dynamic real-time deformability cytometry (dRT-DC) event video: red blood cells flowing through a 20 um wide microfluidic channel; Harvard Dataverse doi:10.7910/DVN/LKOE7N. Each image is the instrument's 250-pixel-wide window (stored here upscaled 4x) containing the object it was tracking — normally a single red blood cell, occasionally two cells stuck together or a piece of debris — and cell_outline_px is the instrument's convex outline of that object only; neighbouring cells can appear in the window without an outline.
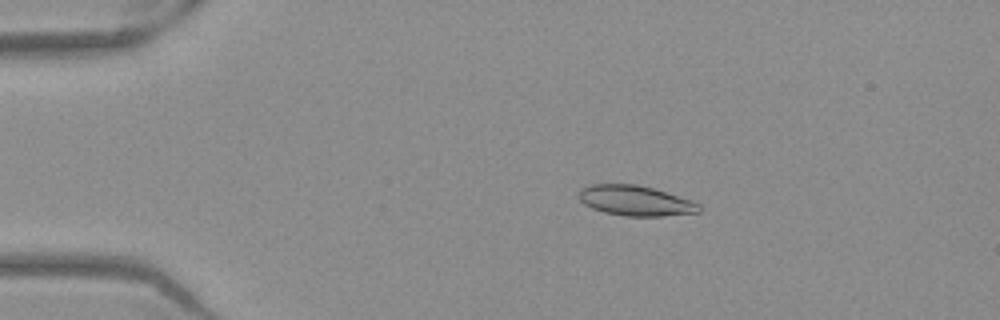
{"species": "Egyptian fruit bat (a non-hibernating species)", "species_latin": "Rousettus aegyptiacus", "temperature_condition": "warm", "stored_images_in_passage": 52, "camera_frame_rate_fps": 3000, "um_per_image_px": 0.085, "frame": {"image": 1, "passage_image": 10, "time_ms": 3.0, "image_size_px": [1000, 320], "cell_outline_px": [[700, 212], [660, 216], [624, 216], [604, 212], [592, 208], [584, 204], [580, 200], [580, 188], [592, 184], [636, 184], [652, 188], [692, 200], [700, 204]], "centroid_in_image_um": [54.01, 17.06], "position_along_channel_um": 31.0, "area_um2": 21.04}}
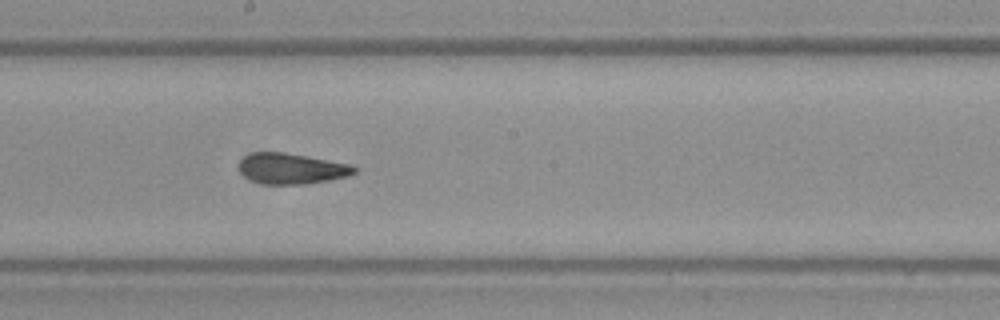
{"frame": {"image": 2, "passage_image": 29, "time_ms": 9.333, "image_size_px": [1000, 320], "cell_outline_px": [[360, 168], [356, 172], [348, 176], [308, 184], [264, 184], [252, 180], [244, 176], [240, 172], [240, 160], [244, 156], [252, 152], [284, 152], [308, 156], [352, 164]], "centroid_in_image_um": [24.82, 14.32], "position_along_channel_um": 223.4, "area_um2": 20.81}}
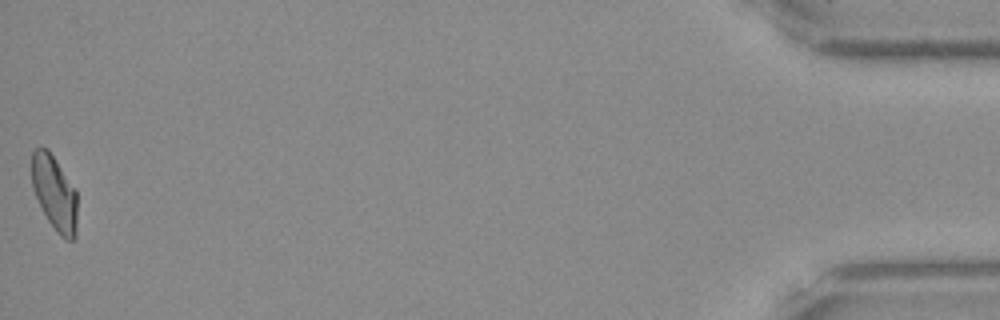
{"frame": {"image": 3, "passage_image": 52, "time_ms": 17.0, "image_size_px": [1000, 320], "cell_outline_px": [[76, 236], [72, 240], [64, 240], [56, 232], [48, 220], [32, 188], [32, 152], [36, 148], [48, 148], [76, 192]], "centroid_in_image_um": [4.62, 16.43], "position_along_channel_um": 430.6, "area_um2": 19.48}, "authors_computed_cell_mechanics": {"area_um2": 20.7502, "velocity_mm_per_s": 3.932, "shape_relaxation_time_tau1_ms": 7.0047, "shape_relaxation_time_tau2_ms": 2.4411, "deformation_change_tau1": 0.1769, "deformation_change_tau2": 0.0792}}